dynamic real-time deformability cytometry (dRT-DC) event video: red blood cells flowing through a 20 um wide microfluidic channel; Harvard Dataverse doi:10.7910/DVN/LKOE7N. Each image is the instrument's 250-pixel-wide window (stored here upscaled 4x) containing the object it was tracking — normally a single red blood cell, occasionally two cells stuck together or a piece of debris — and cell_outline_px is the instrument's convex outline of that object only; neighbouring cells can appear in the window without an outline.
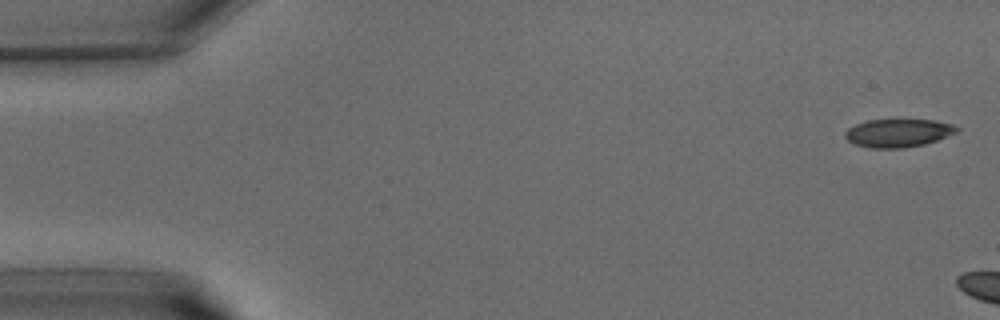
{"species": "common noctule bat (a hibernating species)", "species_latin": "Nyctalus noctula", "temperature_condition": "warm", "stored_images_in_passage": 4, "camera_frame_rate_fps": 3000, "um_per_image_px": 0.085, "animal": {"sex": "male", "body_mass_g": 15.6}, "frame": {"image": 1, "passage_image": 1, "time_ms": 0.0, "image_size_px": [1000, 320], "cell_outline_px": [[960, 128], [956, 132], [948, 136], [924, 144], [904, 148], [872, 148], [856, 144], [848, 140], [844, 136], [844, 132], [848, 128], [856, 124], [868, 120], [932, 120], [952, 124]], "centroid_in_image_um": [76.34, 11.3], "position_along_channel_um": 8.7, "area_um2": 18.15}}